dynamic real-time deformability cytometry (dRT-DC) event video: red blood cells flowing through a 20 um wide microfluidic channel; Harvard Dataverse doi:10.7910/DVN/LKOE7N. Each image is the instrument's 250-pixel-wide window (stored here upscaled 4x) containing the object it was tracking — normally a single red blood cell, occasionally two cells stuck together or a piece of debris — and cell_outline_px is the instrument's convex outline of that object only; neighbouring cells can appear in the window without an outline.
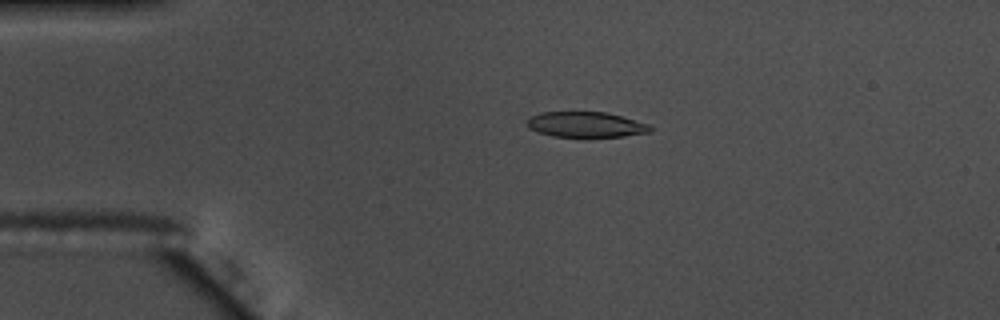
{"species": "common noctule bat (a hibernating species)", "species_latin": "Nyctalus noctula", "temperature_condition": "warm", "stored_images_in_passage": 44, "camera_frame_rate_fps": 3000, "um_per_image_px": 0.085, "animal": {"sex": "male", "body_mass_g": 17.5, "forearm_length_mm": 52.3}, "frame": {"image": 1, "passage_image": 1, "time_ms": 0.0, "image_size_px": [1000, 320], "cell_outline_px": [[652, 132], [624, 136], [588, 140], [584, 140], [552, 136], [528, 128], [528, 116], [540, 112], [608, 112], [648, 124], [652, 128]], "centroid_in_image_um": [49.8, 10.64], "position_along_channel_um": 35.2, "area_um2": 19.19}}
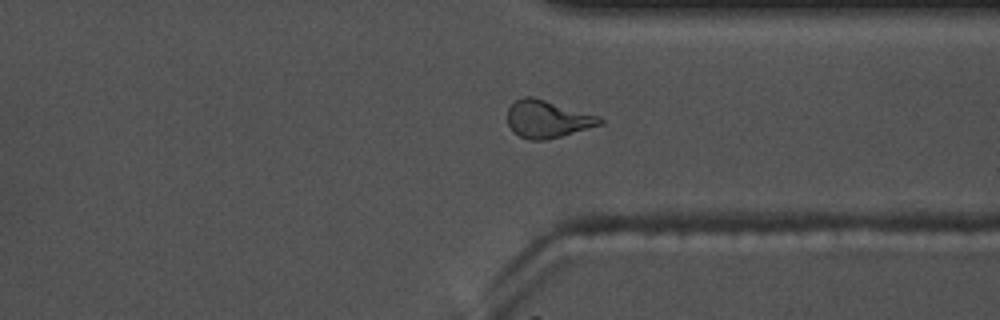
{"frame": {"image": 2, "passage_image": 31, "time_ms": 10.0, "image_size_px": [1000, 320], "cell_outline_px": [[604, 124], [548, 140], [528, 140], [512, 132], [508, 124], [508, 108], [516, 100], [524, 96], [532, 96], [600, 116], [604, 120]], "centroid_in_image_um": [46.55, 10.13], "position_along_channel_um": 364.9, "area_um2": 20.35}, "authors_computed_cell_mechanics": {"area_um2": 19.652, "velocity_mm_per_s": 3.6955, "shape_relaxation_time_tau1_ms": 8.8839, "shape_relaxation_time_tau2_ms": 2.6756, "deformation_change_tau1": 0.226, "deformation_change_tau2": 0.1044}}